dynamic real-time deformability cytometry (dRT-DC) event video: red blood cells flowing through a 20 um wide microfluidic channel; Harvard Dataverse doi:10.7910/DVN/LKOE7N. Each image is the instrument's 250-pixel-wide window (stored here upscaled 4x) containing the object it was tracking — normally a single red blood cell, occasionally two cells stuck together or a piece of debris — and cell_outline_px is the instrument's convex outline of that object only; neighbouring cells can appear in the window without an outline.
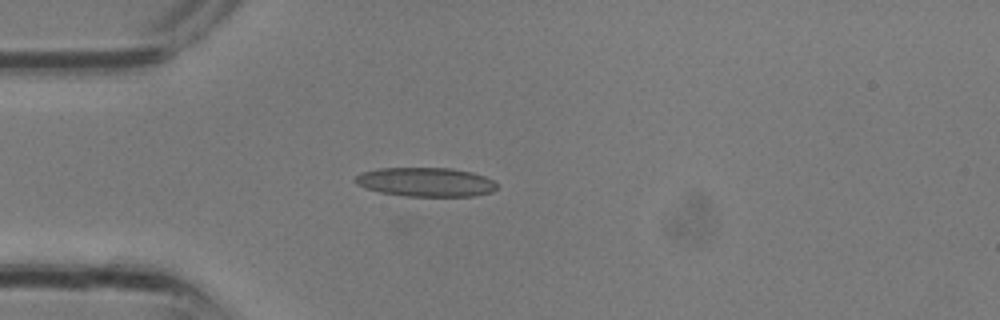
{"species": "common noctule bat (a hibernating species)", "species_latin": "Nyctalus noctula", "temperature_condition": "room temperature", "stored_images_in_passage": 16, "camera_frame_rate_fps": 3000, "um_per_image_px": 0.085, "animal": {"sex": "male", "body_mass_g": 13.3}, "frame": {"image": 1, "passage_image": 6, "time_ms": 1.667, "image_size_px": [1000, 320], "cell_outline_px": [[496, 188], [492, 192], [476, 196], [408, 196], [380, 192], [356, 184], [352, 180], [360, 172], [380, 168], [452, 168], [472, 172], [484, 176], [492, 180], [496, 184]], "centroid_in_image_um": [36.18, 15.47], "position_along_channel_um": 48.8, "area_um2": 23.99}}
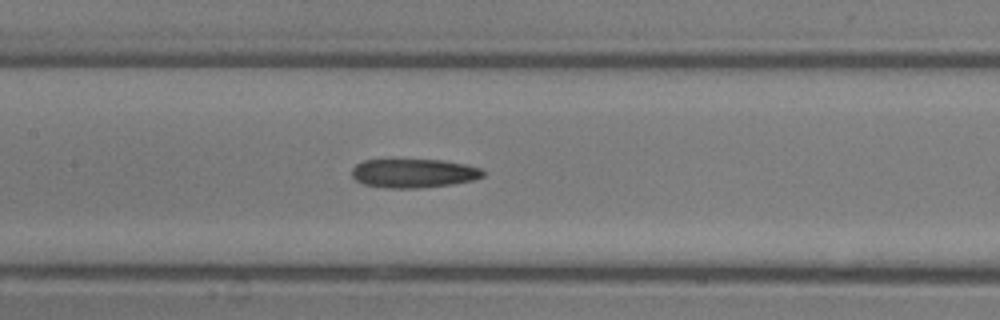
{"frame": {"image": 2, "passage_image": 12, "time_ms": 3.667, "image_size_px": [1000, 320], "cell_outline_px": [[484, 176], [472, 180], [452, 184], [416, 188], [388, 188], [364, 184], [356, 180], [352, 176], [352, 168], [356, 164], [364, 160], [392, 156], [444, 160], [468, 164], [480, 168], [484, 172]], "centroid_in_image_um": [35.11, 14.66], "position_along_channel_um": 172.3, "area_um2": 23.18}}
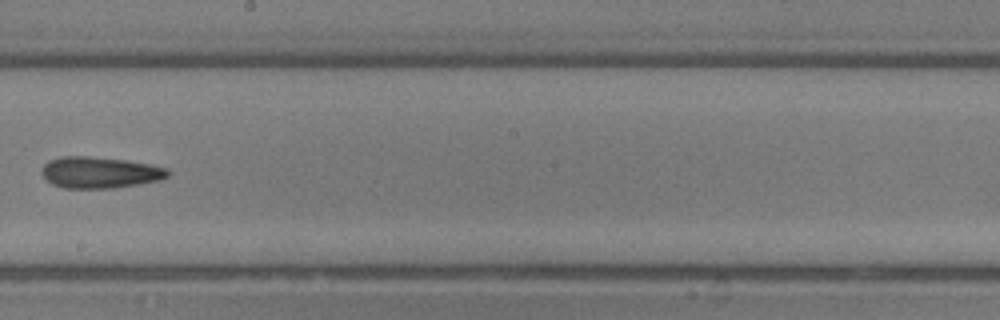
{"frame": {"image": 3, "passage_image": 15, "time_ms": 4.667, "image_size_px": [1000, 320], "cell_outline_px": [[168, 176], [160, 180], [112, 188], [64, 188], [52, 184], [40, 172], [44, 164], [48, 160], [60, 156], [88, 156], [124, 160], [152, 164], [168, 168]], "centroid_in_image_um": [8.46, 14.65], "position_along_channel_um": 239.7, "area_um2": 23.0}}